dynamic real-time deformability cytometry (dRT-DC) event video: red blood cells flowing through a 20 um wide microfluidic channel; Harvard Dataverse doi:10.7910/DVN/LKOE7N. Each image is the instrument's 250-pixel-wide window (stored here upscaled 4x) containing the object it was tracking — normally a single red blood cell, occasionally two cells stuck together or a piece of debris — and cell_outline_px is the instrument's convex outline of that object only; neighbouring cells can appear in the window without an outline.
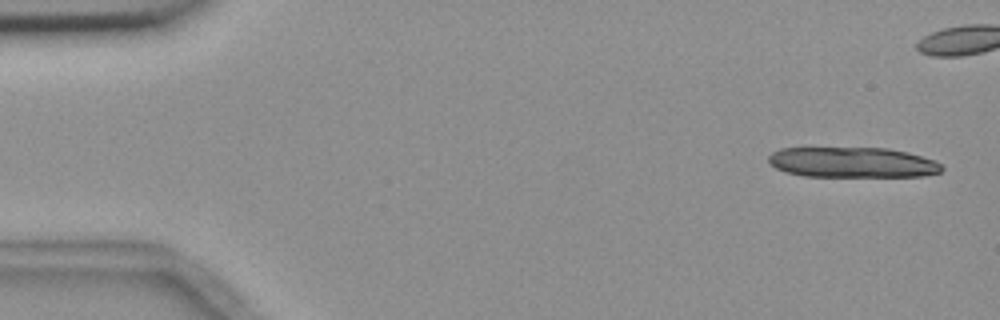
{"species": "common noctule bat (a hibernating species)", "species_latin": "Nyctalus noctula", "temperature_condition": "room temperature", "stored_images_in_passage": 6, "camera_frame_rate_fps": 3000, "um_per_image_px": 0.085, "animal": {"sex": "female", "body_mass_g": 18.4}, "frame": {"image": 1, "passage_image": 1, "time_ms": 0.0, "image_size_px": [1000, 320], "cell_outline_px": [[944, 168], [940, 172], [924, 176], [804, 176], [784, 172], [768, 164], [768, 156], [772, 152], [780, 148], [804, 144], [888, 148], [908, 152], [936, 160]], "centroid_in_image_um": [72.32, 13.74], "position_along_channel_um": 12.7, "area_um2": 32.43}}